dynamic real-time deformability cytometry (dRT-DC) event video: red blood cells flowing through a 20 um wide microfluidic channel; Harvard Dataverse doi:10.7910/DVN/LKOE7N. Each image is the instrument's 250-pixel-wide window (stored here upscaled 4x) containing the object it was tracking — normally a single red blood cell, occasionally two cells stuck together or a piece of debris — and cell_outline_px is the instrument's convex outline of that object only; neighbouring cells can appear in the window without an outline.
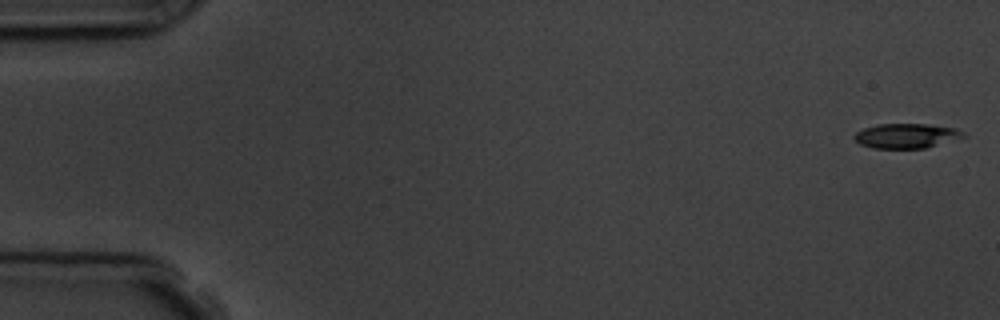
{"species": "common noctule bat (a hibernating species)", "species_latin": "Nyctalus noctula", "temperature_condition": "room temperature", "stored_images_in_passage": 6, "camera_frame_rate_fps": 3000, "um_per_image_px": 0.085, "animal": {"sex": "male", "body_mass_g": 19.5, "forearm_length_mm": 54.6}, "frame": {"image": 1, "passage_image": 1, "time_ms": 0.0, "image_size_px": [1000, 320], "cell_outline_px": [[968, 136], [924, 148], [872, 148], [860, 144], [852, 136], [856, 132], [864, 128], [880, 124], [924, 124], [956, 128], [964, 132]], "centroid_in_image_um": [77.04, 11.54], "position_along_channel_um": 8.0, "area_um2": 15.61}}
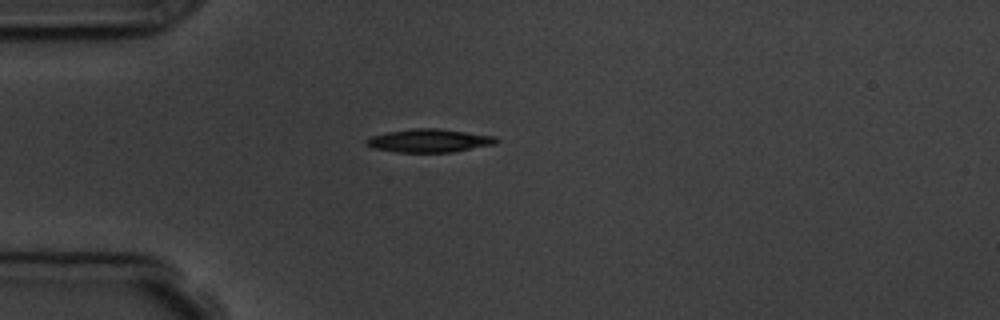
{"frame": {"image": 2, "passage_image": 5, "time_ms": 4.667, "image_size_px": [1000, 320], "cell_outline_px": [[500, 140], [496, 144], [452, 152], [396, 152], [372, 148], [364, 144], [364, 140], [372, 136], [388, 132], [412, 128], [440, 128], [496, 136]], "centroid_in_image_um": [36.49, 11.95], "position_along_channel_um": 48.5, "area_um2": 17.8}}